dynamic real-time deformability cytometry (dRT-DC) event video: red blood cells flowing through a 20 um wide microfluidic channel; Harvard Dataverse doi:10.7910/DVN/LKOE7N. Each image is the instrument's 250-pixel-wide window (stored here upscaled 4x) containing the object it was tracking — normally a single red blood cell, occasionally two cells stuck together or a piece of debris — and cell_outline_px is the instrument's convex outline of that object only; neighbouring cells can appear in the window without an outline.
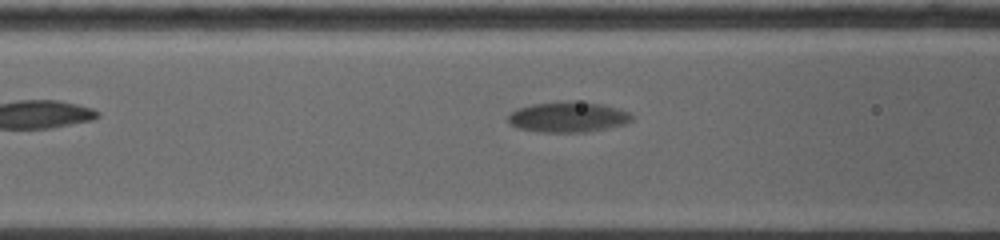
{"species": "common noctule bat (a hibernating species)", "species_latin": "Nyctalus noctula", "temperature_condition": "warm", "stored_images_in_passage": 9, "camera_frame_rate_fps": 5000, "um_per_image_px": 0.085, "animal": {"sex": "female", "body_mass_g": 19.0, "forearm_length_mm": 53.3}, "frame": {"image": 1, "passage_image": 8, "time_ms": 2.2, "image_size_px": [1000, 240], "cell_outline_px": [[632, 120], [624, 124], [588, 132], [540, 132], [516, 128], [508, 124], [508, 116], [516, 108], [532, 104], [568, 100], [572, 100], [604, 104], [628, 112], [632, 116]], "centroid_in_image_um": [48.23, 9.94], "position_along_channel_um": 118.4, "area_um2": 22.2}}